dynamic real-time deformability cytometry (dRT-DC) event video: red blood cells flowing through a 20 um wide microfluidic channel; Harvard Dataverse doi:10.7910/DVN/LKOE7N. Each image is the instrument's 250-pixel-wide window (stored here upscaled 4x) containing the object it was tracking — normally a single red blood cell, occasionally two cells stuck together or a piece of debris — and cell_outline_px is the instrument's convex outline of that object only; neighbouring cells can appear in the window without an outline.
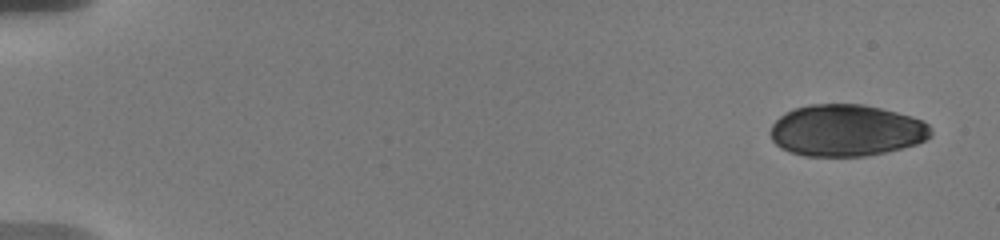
{"species": "human", "species_latin": "Homo sapiens", "temperature_condition": "warm", "stored_images_in_passage": 14, "camera_frame_rate_fps": 3000, "um_per_image_px": 0.085, "donor": {"sex": "male"}, "frame": {"image": 1, "passage_image": 1, "time_ms": 0.0, "image_size_px": [1000, 240], "cell_outline_px": [[932, 136], [916, 144], [884, 152], [864, 156], [804, 156], [788, 152], [780, 148], [772, 140], [768, 132], [772, 124], [784, 112], [792, 108], [808, 104], [864, 104], [912, 116], [924, 120], [932, 128]], "centroid_in_image_um": [71.9, 11.08], "position_along_channel_um": 13.1, "area_um2": 48.84}}
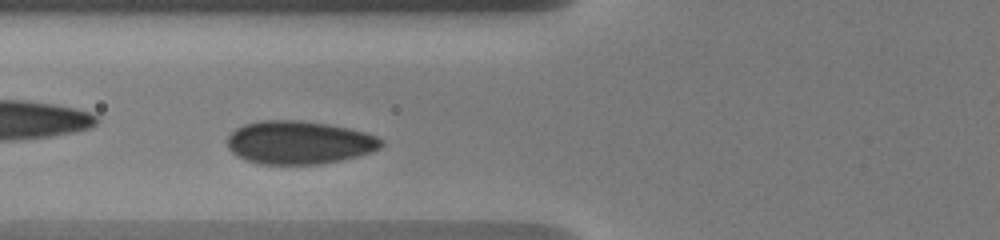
{"frame": {"image": 2, "passage_image": 11, "time_ms": 7.667, "image_size_px": [1000, 240], "cell_outline_px": [[384, 144], [380, 148], [372, 152], [340, 160], [320, 164], [256, 164], [244, 160], [236, 156], [228, 148], [228, 136], [236, 128], [244, 124], [260, 120], [296, 120], [324, 124], [348, 128], [364, 132], [376, 136], [384, 140]], "centroid_in_image_um": [25.4, 12.12], "position_along_channel_um": 100.4, "area_um2": 38.78}}
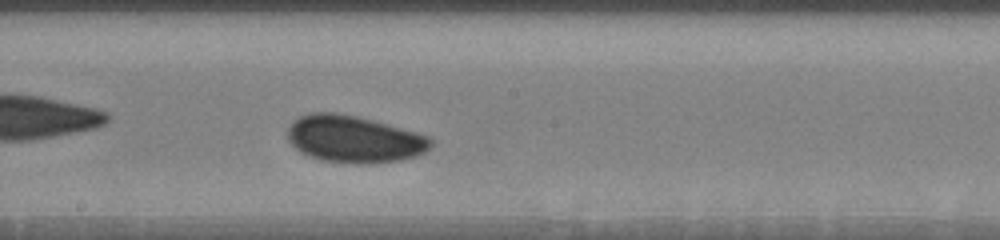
{"frame": {"image": 3, "passage_image": 14, "time_ms": 11.0, "image_size_px": [1000, 240], "cell_outline_px": [[432, 144], [424, 152], [416, 156], [400, 160], [376, 164], [352, 164], [320, 160], [308, 156], [300, 152], [288, 140], [288, 128], [292, 120], [308, 112], [336, 112], [356, 116], [372, 120], [428, 136], [432, 140]], "centroid_in_image_um": [30.04, 11.83], "position_along_channel_um": 218.2, "area_um2": 39.42}}